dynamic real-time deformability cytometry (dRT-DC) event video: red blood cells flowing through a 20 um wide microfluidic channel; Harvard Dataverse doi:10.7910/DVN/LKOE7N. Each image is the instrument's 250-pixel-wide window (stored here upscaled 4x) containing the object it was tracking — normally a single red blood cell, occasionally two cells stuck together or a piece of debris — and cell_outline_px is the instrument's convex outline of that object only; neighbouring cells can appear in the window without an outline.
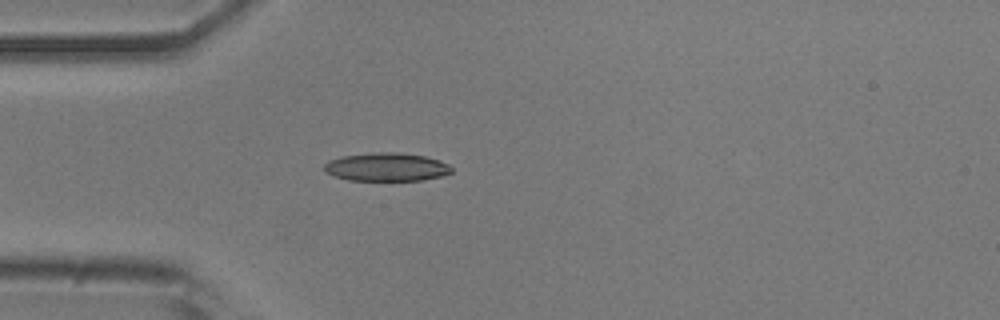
{"species": "common noctule bat (a hibernating species)", "species_latin": "Nyctalus noctula", "temperature_condition": "room temperature", "stored_images_in_passage": 38, "camera_frame_rate_fps": 3000, "um_per_image_px": 0.085, "animal": {"sex": "male", "body_mass_g": 20.5, "forearm_length_mm": 52.5}, "frame": {"image": 1, "passage_image": 1, "time_ms": 0.0, "image_size_px": [1000, 320], "cell_outline_px": [[452, 172], [440, 176], [420, 180], [348, 180], [324, 172], [324, 164], [328, 160], [340, 156], [376, 152], [396, 152], [424, 156], [440, 160], [448, 164], [452, 168]], "centroid_in_image_um": [32.82, 14.18], "position_along_channel_um": 52.2, "area_um2": 20.98}}
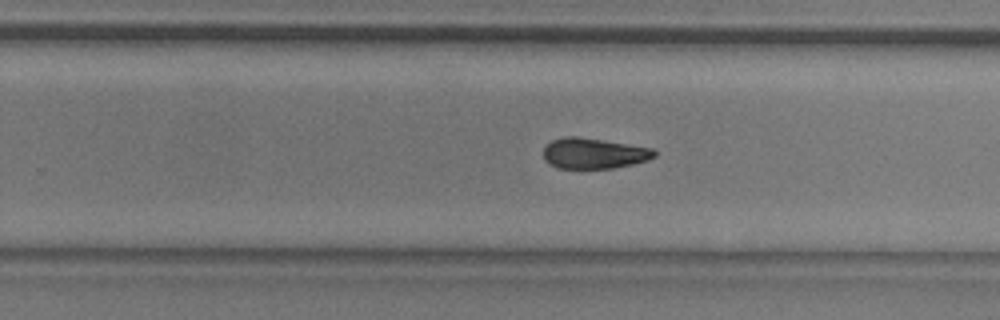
{"frame": {"image": 2, "passage_image": 19, "time_ms": 6.0, "image_size_px": [1000, 320], "cell_outline_px": [[656, 156], [648, 160], [632, 164], [612, 168], [560, 168], [548, 164], [544, 160], [544, 148], [552, 140], [564, 136], [576, 136], [628, 144], [652, 148], [656, 152]], "centroid_in_image_um": [50.46, 13.03], "position_along_channel_um": 279.3, "area_um2": 19.71}}
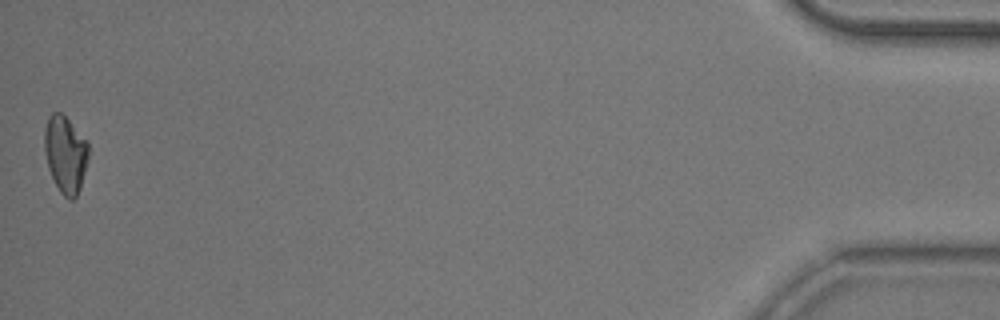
{"frame": {"image": 3, "passage_image": 38, "time_ms": 12.333, "image_size_px": [1000, 320], "cell_outline_px": [[88, 160], [80, 188], [76, 196], [72, 200], [68, 200], [60, 192], [48, 168], [44, 148], [44, 132], [48, 116], [52, 112], [60, 112], [88, 140]], "centroid_in_image_um": [5.56, 13.1], "position_along_channel_um": 429.6, "area_um2": 19.77}, "authors_computed_cell_mechanics": {"area_um2": 20.3456, "velocity_mm_per_s": 3.8983, "shape_relaxation_time_tau1_ms": 10.6574, "shape_relaxation_time_tau2_ms": 4.2825, "deformation_change_tau1": 0.2065, "deformation_change_tau2": 0.1115}}